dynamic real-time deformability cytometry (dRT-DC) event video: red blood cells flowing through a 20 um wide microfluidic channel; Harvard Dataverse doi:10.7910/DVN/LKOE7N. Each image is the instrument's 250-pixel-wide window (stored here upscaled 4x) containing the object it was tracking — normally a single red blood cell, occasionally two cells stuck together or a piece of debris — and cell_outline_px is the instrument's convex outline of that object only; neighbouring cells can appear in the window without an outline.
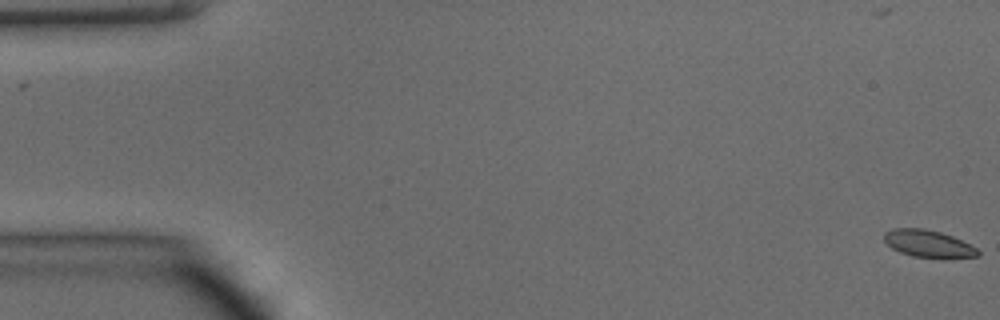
{"species": "common noctule bat (a hibernating species)", "species_latin": "Nyctalus noctula", "temperature_condition": "warm", "stored_images_in_passage": 15, "camera_frame_rate_fps": 3000, "um_per_image_px": 0.085, "animal": {"sex": "male", "body_mass_g": 15.6}, "frame": {"image": 1, "passage_image": 1, "time_ms": 0.0, "image_size_px": [1000, 320], "cell_outline_px": [[980, 256], [912, 256], [900, 252], [892, 248], [884, 240], [884, 232], [892, 228], [924, 228], [940, 232], [952, 236], [976, 248], [980, 252]], "centroid_in_image_um": [78.83, 20.67], "position_along_channel_um": 6.2, "area_um2": 14.28}}
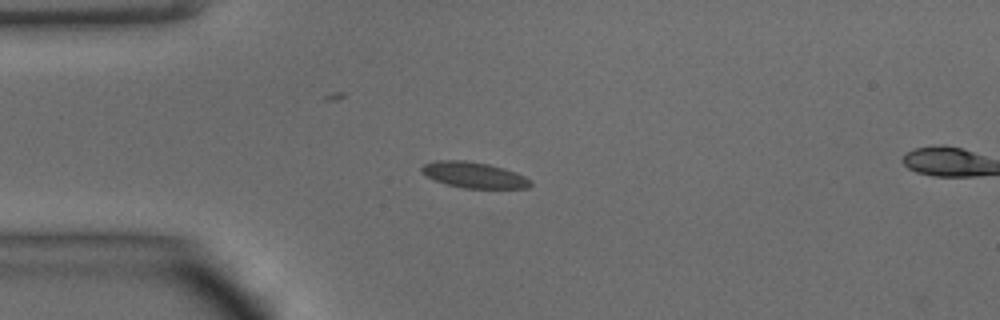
{"frame": {"image": 2, "passage_image": 13, "time_ms": 4.0, "image_size_px": [1000, 320], "cell_outline_px": [[532, 184], [528, 188], [464, 188], [448, 184], [436, 180], [420, 172], [420, 168], [424, 164], [432, 160], [464, 160], [488, 164], [504, 168], [516, 172], [532, 180]], "centroid_in_image_um": [40.29, 14.86], "position_along_channel_um": 44.7, "area_um2": 16.42}}